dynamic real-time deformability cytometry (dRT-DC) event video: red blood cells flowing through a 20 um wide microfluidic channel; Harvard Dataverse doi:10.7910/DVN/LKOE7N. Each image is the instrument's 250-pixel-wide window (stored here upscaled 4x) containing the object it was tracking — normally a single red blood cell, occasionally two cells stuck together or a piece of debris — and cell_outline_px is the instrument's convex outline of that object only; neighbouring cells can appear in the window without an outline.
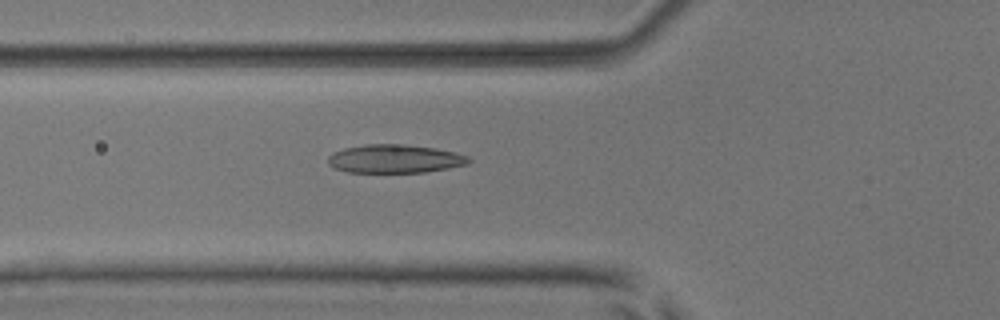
{"species": "common noctule bat (a hibernating species)", "species_latin": "Nyctalus noctula", "temperature_condition": "room temperature", "stored_images_in_passage": 43, "camera_frame_rate_fps": 3000, "um_per_image_px": 0.085, "animal": {"sex": "male", "body_mass_g": 17.9, "forearm_length_mm": 54.2}, "frame": {"image": 1, "passage_image": 10, "time_ms": 3.0, "image_size_px": [1000, 320], "cell_outline_px": [[472, 160], [468, 164], [448, 168], [424, 172], [348, 172], [336, 168], [328, 164], [328, 156], [332, 152], [344, 148], [364, 144], [404, 144], [436, 148], [456, 152], [468, 156]], "centroid_in_image_um": [33.57, 13.49], "position_along_channel_um": 92.2, "area_um2": 23.41}}
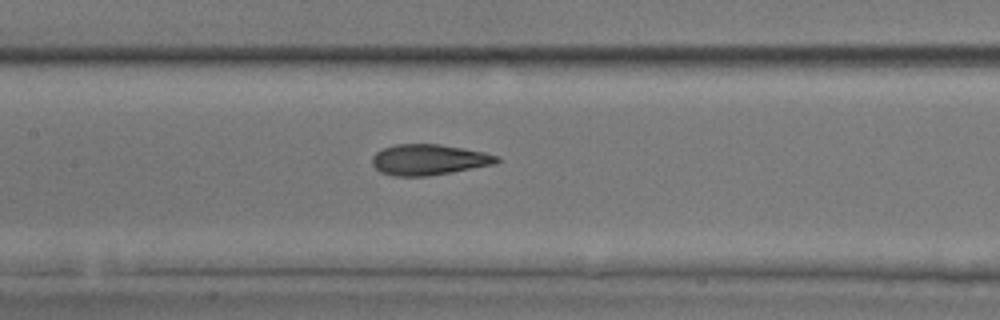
{"frame": {"image": 2, "passage_image": 16, "time_ms": 5.0, "image_size_px": [1000, 320], "cell_outline_px": [[500, 160], [496, 164], [452, 172], [428, 176], [396, 176], [380, 172], [372, 164], [372, 156], [380, 148], [396, 144], [440, 144], [464, 148], [484, 152], [500, 156]], "centroid_in_image_um": [36.45, 13.56], "position_along_channel_um": 170.9, "area_um2": 22.54}}
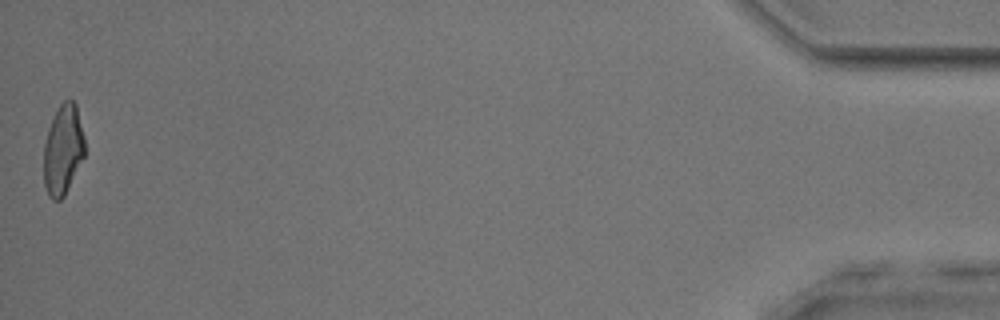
{"frame": {"image": 3, "passage_image": 43, "time_ms": 14.0, "image_size_px": [1000, 320], "cell_outline_px": [[84, 156], [64, 196], [60, 200], [52, 200], [48, 196], [44, 184], [44, 144], [48, 128], [60, 104], [64, 100], [72, 100], [76, 104], [84, 136]], "centroid_in_image_um": [5.35, 12.74], "position_along_channel_um": 429.9, "area_um2": 21.33}, "authors_computed_cell_mechanics": {"area_um2": 22.4842, "velocity_mm_per_s": 3.9175, "shape_relaxation_time_tau1_ms": 10.6373, "shape_relaxation_time_tau2_ms": 1.5905, "deformation_change_tau1": 0.2672, "deformation_change_tau2": 0.0935}}